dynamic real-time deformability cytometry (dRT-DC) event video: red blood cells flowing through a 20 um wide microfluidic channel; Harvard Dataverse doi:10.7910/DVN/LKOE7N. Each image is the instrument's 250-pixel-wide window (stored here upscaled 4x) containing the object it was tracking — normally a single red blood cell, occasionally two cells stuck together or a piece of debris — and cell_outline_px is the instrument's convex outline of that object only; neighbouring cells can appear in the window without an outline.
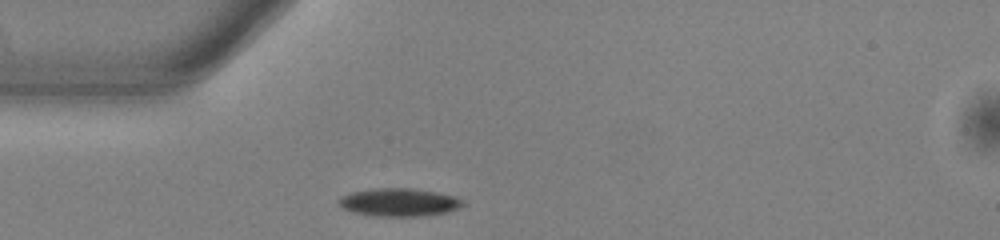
{"species": "common noctule bat (a hibernating species)", "species_latin": "Nyctalus noctula", "temperature_condition": "warm", "stored_images_in_passage": 39, "camera_frame_rate_fps": 3000, "um_per_image_px": 0.085, "animal": {"sex": "male", "body_mass_g": 13.0, "forearm_length_mm": 53.1}, "frame": {"image": 1, "passage_image": 1, "time_ms": 0.0, "image_size_px": [1000, 240], "cell_outline_px": [[464, 204], [448, 212], [424, 216], [376, 216], [352, 212], [336, 204], [336, 200], [340, 196], [352, 192], [376, 188], [408, 188], [436, 192], [452, 196], [460, 200]], "centroid_in_image_um": [33.83, 17.2], "position_along_channel_um": 51.2, "area_um2": 20.11}}
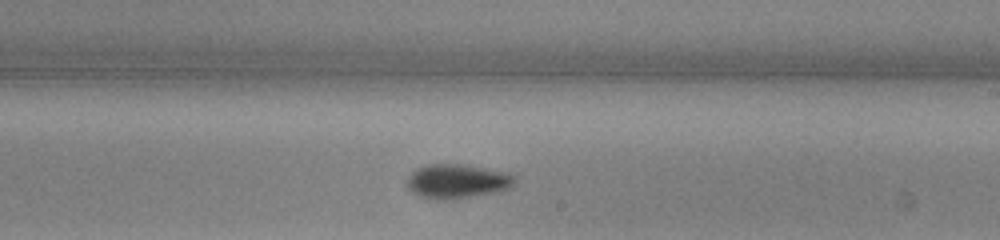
{"frame": {"image": 2, "passage_image": 17, "time_ms": 5.333, "image_size_px": [1000, 240], "cell_outline_px": [[516, 184], [508, 188], [448, 200], [436, 200], [420, 196], [412, 192], [408, 188], [408, 176], [412, 172], [428, 164], [460, 164], [508, 172], [516, 176]], "centroid_in_image_um": [38.85, 15.4], "position_along_channel_um": 250.1, "area_um2": 21.1}}
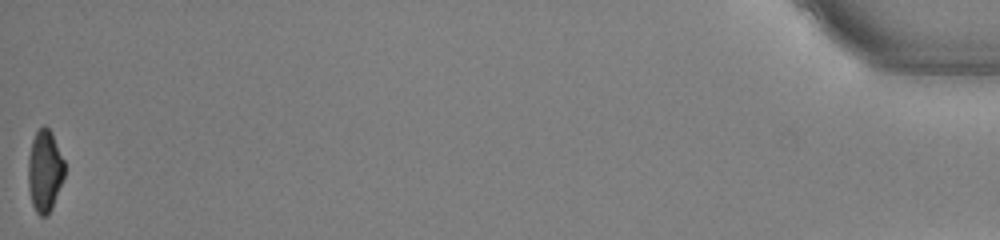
{"frame": {"image": 3, "passage_image": 39, "time_ms": 12.667, "image_size_px": [1000, 240], "cell_outline_px": [[64, 176], [52, 208], [48, 216], [40, 216], [36, 212], [32, 204], [28, 188], [28, 156], [32, 140], [36, 132], [44, 124], [52, 132], [64, 160]], "centroid_in_image_um": [3.79, 14.53], "position_along_channel_um": 431.4, "area_um2": 17.46}, "authors_computed_cell_mechanics": {"area_um2": 19.7098, "velocity_mm_per_s": 3.9069, "shape_relaxation_time_tau1_ms": 2.2749, "shape_relaxation_time_tau2_ms": null, "deformation_change_tau1": 0.1223, "deformation_change_tau2": null}}